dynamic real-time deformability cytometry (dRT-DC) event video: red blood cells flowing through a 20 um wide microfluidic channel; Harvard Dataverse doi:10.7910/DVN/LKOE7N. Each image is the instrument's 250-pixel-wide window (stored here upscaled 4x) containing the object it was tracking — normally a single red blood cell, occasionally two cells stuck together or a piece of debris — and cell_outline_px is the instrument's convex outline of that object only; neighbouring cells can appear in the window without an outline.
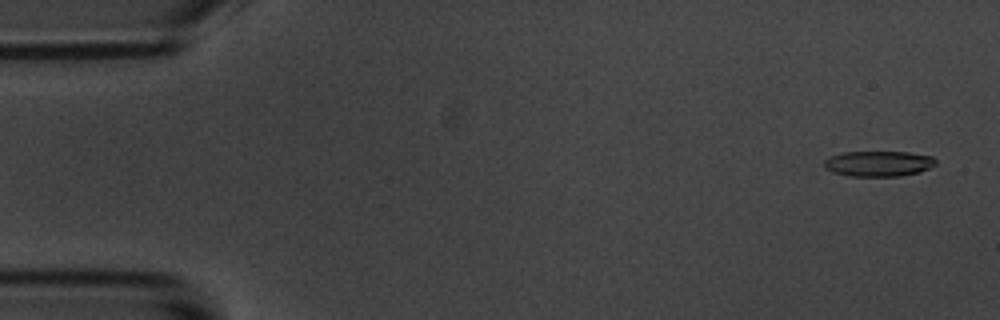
{"species": "common noctule bat (a hibernating species)", "species_latin": "Nyctalus noctula", "temperature_condition": "room temperature", "stored_images_in_passage": 56, "camera_frame_rate_fps": 3000, "um_per_image_px": 0.085, "animal": {"sex": "male", "body_mass_g": 20.1, "forearm_length_mm": 53.5}, "frame": {"image": 1, "passage_image": 3, "time_ms": 0.667, "image_size_px": [1000, 320], "cell_outline_px": [[936, 164], [920, 172], [900, 176], [848, 176], [832, 172], [824, 168], [824, 160], [832, 156], [844, 152], [908, 152], [932, 156], [936, 160]], "centroid_in_image_um": [74.67, 13.91], "position_along_channel_um": 10.3, "area_um2": 16.59}}
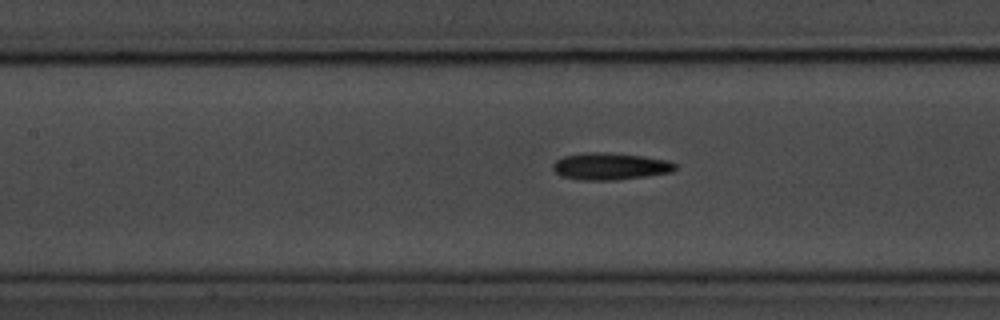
{"frame": {"image": 2, "passage_image": 25, "time_ms": 8.0, "image_size_px": [1000, 320], "cell_outline_px": [[676, 168], [672, 172], [644, 176], [612, 180], [580, 180], [560, 176], [552, 168], [552, 164], [556, 160], [564, 156], [584, 152], [608, 152], [640, 156], [668, 160], [676, 164]], "centroid_in_image_um": [51.82, 14.13], "position_along_channel_um": 155.6, "area_um2": 19.19}}
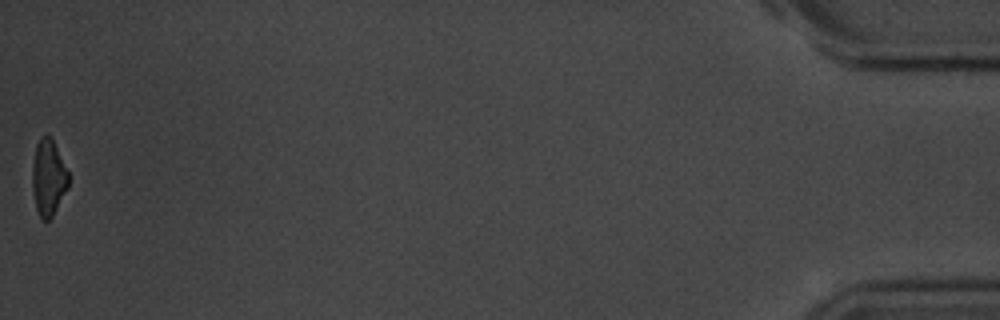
{"frame": {"image": 3, "passage_image": 56, "time_ms": 18.333, "image_size_px": [1000, 320], "cell_outline_px": [[68, 188], [52, 216], [48, 220], [40, 220], [36, 208], [32, 188], [32, 164], [36, 144], [40, 136], [48, 136], [52, 140], [68, 172]], "centroid_in_image_um": [4.09, 15.13], "position_along_channel_um": 431.1, "area_um2": 15.9}, "authors_computed_cell_mechanics": {"area_um2": 17.918, "velocity_mm_per_s": 3.6198, "shape_relaxation_time_tau1_ms": 3.3734, "shape_relaxation_time_tau2_ms": 10.1579, "deformation_change_tau1": 0.109, "deformation_change_tau2": 0.2294}}